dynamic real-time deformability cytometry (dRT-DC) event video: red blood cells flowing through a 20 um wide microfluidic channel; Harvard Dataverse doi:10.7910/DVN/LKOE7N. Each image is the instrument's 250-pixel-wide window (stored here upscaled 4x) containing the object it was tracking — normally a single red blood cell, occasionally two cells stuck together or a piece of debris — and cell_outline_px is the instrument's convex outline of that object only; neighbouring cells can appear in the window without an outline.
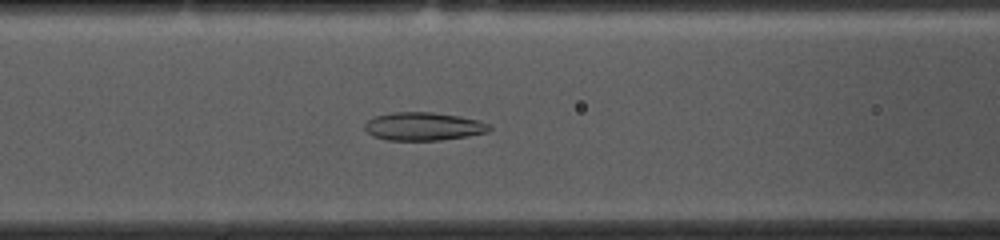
{"species": "common noctule bat (a hibernating species)", "species_latin": "Nyctalus noctula", "temperature_condition": "cold", "stored_images_in_passage": 53, "camera_frame_rate_fps": 3000, "um_per_image_px": 0.085, "animal": {"sex": "female", "body_mass_g": 10.0, "forearm_length_mm": 53.1}, "frame": {"image": 1, "passage_image": 20, "time_ms": 6.333, "image_size_px": [1000, 240], "cell_outline_px": [[492, 128], [488, 132], [468, 136], [440, 140], [388, 140], [372, 136], [364, 128], [364, 124], [368, 120], [376, 116], [392, 112], [432, 112], [460, 116], [480, 120], [492, 124]], "centroid_in_image_um": [36.03, 10.74], "position_along_channel_um": 130.6, "area_um2": 20.63}}
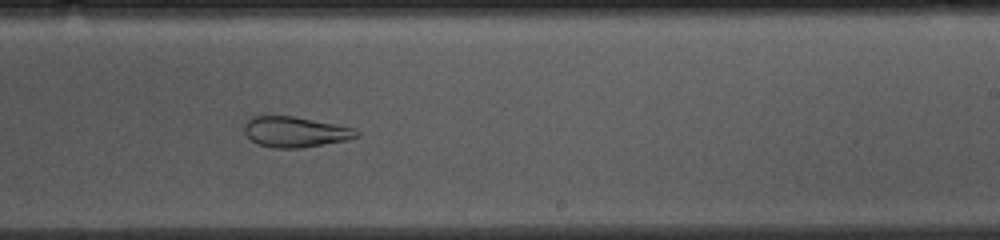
{"frame": {"image": 2, "passage_image": 31, "time_ms": 10.0, "image_size_px": [1000, 240], "cell_outline_px": [[360, 136], [348, 140], [300, 148], [276, 148], [260, 144], [252, 140], [244, 132], [244, 124], [252, 116], [292, 116], [336, 124], [352, 128], [360, 132]], "centroid_in_image_um": [25.11, 11.21], "position_along_channel_um": 263.9, "area_um2": 19.83}}
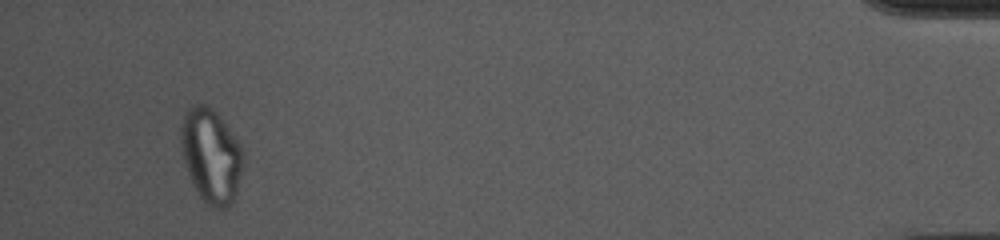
{"frame": {"image": 3, "passage_image": 50, "time_ms": 16.333, "image_size_px": [1000, 240], "cell_outline_px": [[244, 164], [236, 192], [232, 200], [224, 208], [212, 208], [200, 196], [188, 172], [184, 160], [180, 140], [180, 128], [184, 112], [192, 104], [204, 104], [212, 108], [216, 112], [236, 140], [244, 156]], "centroid_in_image_um": [17.92, 13.2], "position_along_channel_um": 417.3, "area_um2": 33.58}, "authors_computed_cell_mechanics": {"area_um2": 24.9118, "velocity_mm_per_s": 3.6438, "shape_relaxation_time_tau1_ms": null, "shape_relaxation_time_tau2_ms": 2.1953, "deformation_change_tau1": null, "deformation_change_tau2": 0.0962}}